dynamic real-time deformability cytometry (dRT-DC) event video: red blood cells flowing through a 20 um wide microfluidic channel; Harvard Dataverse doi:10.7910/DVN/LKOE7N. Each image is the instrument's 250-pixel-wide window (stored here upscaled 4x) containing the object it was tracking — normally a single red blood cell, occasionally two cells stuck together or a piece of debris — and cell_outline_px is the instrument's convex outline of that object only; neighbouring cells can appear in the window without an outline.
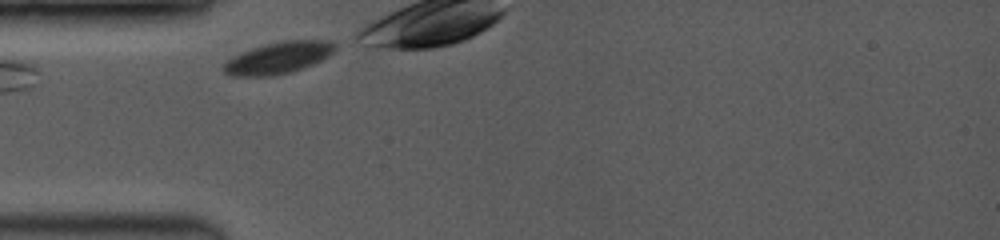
{"species": "common noctule bat (a hibernating species)", "species_latin": "Nyctalus noctula", "temperature_condition": "room temperature", "stored_images_in_passage": 9, "camera_frame_rate_fps": 3500, "um_per_image_px": 0.085, "animal": {"sex": "female", "body_mass_g": 19.0, "forearm_length_mm": 53.3}, "frame": {"image": 1, "passage_image": 1, "time_ms": 0.0, "image_size_px": [1000, 240], "cell_outline_px": [[336, 48], [328, 56], [312, 64], [288, 72], [272, 76], [232, 76], [224, 72], [220, 68], [232, 56], [240, 52], [252, 48], [284, 40], [332, 40], [336, 44]], "centroid_in_image_um": [23.63, 4.91], "position_along_channel_um": 61.4, "area_um2": 20.46}}